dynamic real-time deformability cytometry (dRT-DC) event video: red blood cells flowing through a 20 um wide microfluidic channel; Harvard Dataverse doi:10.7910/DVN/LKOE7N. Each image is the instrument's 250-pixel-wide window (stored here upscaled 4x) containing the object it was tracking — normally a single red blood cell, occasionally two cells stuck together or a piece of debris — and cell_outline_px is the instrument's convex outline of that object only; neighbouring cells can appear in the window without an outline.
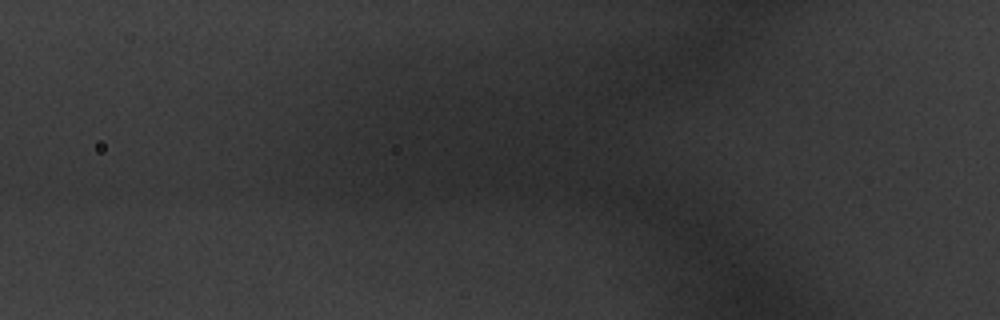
{"species": "common noctule bat (a hibernating species)", "species_latin": "Nyctalus noctula", "temperature_condition": "warm", "stored_images_in_passage": 3, "segment_of_instrument_passage": [2, 2], "camera_frame_rate_fps": 3000, "um_per_image_px": 0.085, "animal": {"sex": "male", "body_mass_g": 20.1, "forearm_length_mm": 53.5}, "frame": {"image": 1, "passage_image": 2, "time_ms": 0.333, "image_size_px": [1000, 320], "cell_outline_px": [[448, 148], [432, 152], [400, 156], [384, 152], [372, 144], [372, 140], [384, 132], [420, 120]], "centroid_in_image_um": [34.76, 11.93], "position_along_channel_um": 91.0, "area_um2": 11.91}}